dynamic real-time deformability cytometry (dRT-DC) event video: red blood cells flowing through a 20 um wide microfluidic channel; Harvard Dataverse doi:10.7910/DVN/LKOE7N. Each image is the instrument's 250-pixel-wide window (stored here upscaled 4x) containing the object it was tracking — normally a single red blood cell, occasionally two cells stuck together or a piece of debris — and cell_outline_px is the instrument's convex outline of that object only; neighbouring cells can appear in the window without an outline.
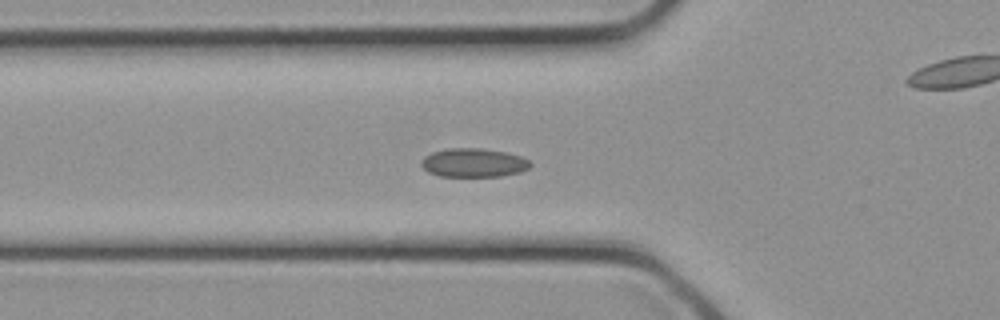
{"species": "common noctule bat (a hibernating species)", "species_latin": "Nyctalus noctula", "temperature_condition": "cold", "stored_images_in_passage": 32, "camera_frame_rate_fps": 3000, "um_per_image_px": 0.085, "animal": {"sex": "female", "body_mass_g": 21.9}, "frame": {"image": 1, "passage_image": 11, "time_ms": 3.333, "image_size_px": [1000, 320], "cell_outline_px": [[532, 164], [528, 168], [520, 172], [500, 176], [440, 176], [428, 172], [420, 164], [424, 156], [432, 152], [448, 148], [480, 148], [508, 152], [520, 156], [528, 160]], "centroid_in_image_um": [40.25, 13.82], "position_along_channel_um": 85.6, "area_um2": 18.26}}
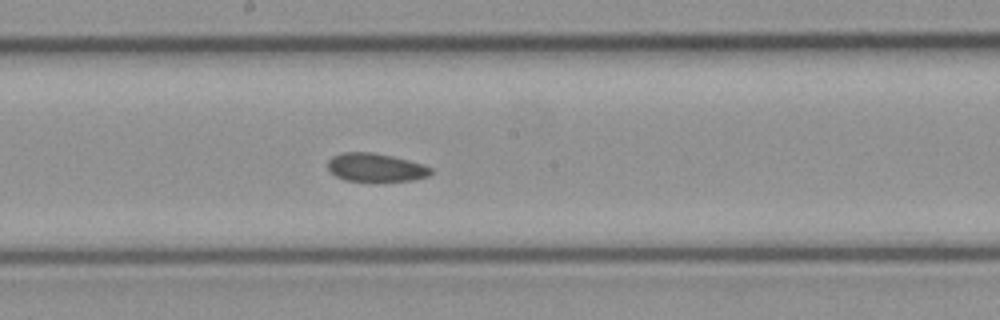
{"frame": {"image": 2, "passage_image": 17, "time_ms": 5.333, "image_size_px": [1000, 320], "cell_outline_px": [[432, 172], [428, 176], [412, 180], [344, 180], [336, 176], [328, 168], [328, 160], [332, 156], [340, 152], [372, 152], [392, 156], [424, 164], [432, 168]], "centroid_in_image_um": [31.92, 14.21], "position_along_channel_um": 216.3, "area_um2": 16.82}}
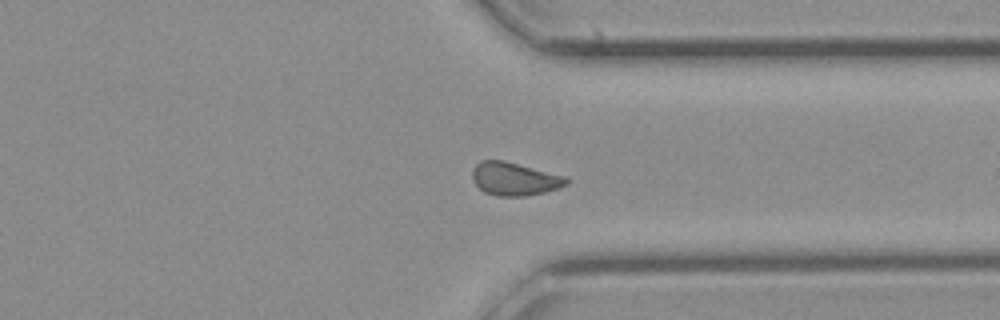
{"frame": {"image": 3, "passage_image": 24, "time_ms": 7.667, "image_size_px": [1000, 320], "cell_outline_px": [[568, 184], [544, 192], [524, 196], [496, 196], [484, 192], [472, 180], [472, 168], [480, 160], [504, 160], [564, 176], [568, 180]], "centroid_in_image_um": [43.67, 15.2], "position_along_channel_um": 367.7, "area_um2": 18.03}}